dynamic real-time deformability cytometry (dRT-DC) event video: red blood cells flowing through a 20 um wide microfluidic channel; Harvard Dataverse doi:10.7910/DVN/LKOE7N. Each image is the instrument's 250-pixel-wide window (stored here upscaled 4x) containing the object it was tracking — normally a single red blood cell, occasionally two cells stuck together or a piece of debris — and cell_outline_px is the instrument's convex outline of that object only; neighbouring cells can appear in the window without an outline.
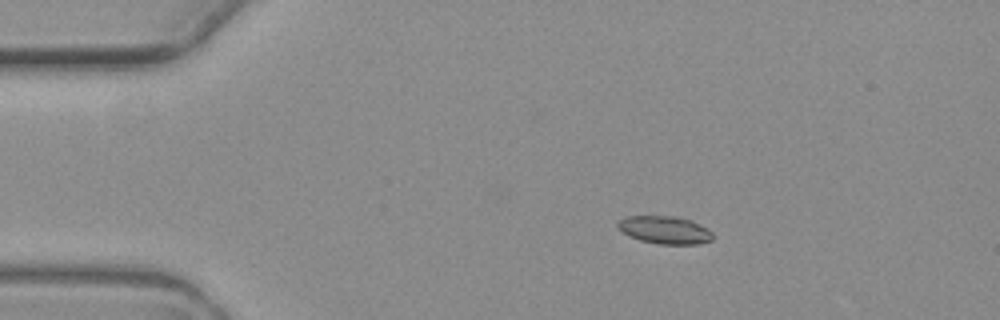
{"species": "common noctule bat (a hibernating species)", "species_latin": "Nyctalus noctula", "temperature_condition": "warm", "stored_images_in_passage": 11, "camera_frame_rate_fps": 3000, "um_per_image_px": 0.085, "animal": {"sex": "female", "body_mass_g": 19.3, "forearm_length_mm": 54.1}, "frame": {"image": 1, "passage_image": 3, "time_ms": 3.0, "image_size_px": [1000, 320], "cell_outline_px": [[712, 240], [700, 244], [660, 244], [640, 240], [624, 232], [616, 224], [624, 216], [672, 216], [692, 220], [708, 228], [712, 232]], "centroid_in_image_um": [56.55, 19.54], "position_along_channel_um": 28.4, "area_um2": 15.26}}
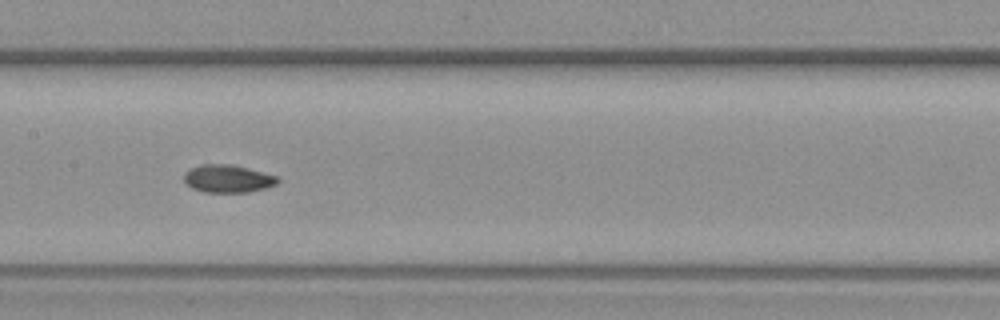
{"frame": {"image": 2, "passage_image": 8, "time_ms": 9.0, "image_size_px": [1000, 320], "cell_outline_px": [[280, 180], [276, 184], [264, 188], [248, 192], [204, 192], [192, 188], [184, 180], [184, 172], [200, 164], [232, 164], [280, 176]], "centroid_in_image_um": [19.39, 15.18], "position_along_channel_um": 188.0, "area_um2": 15.2}}
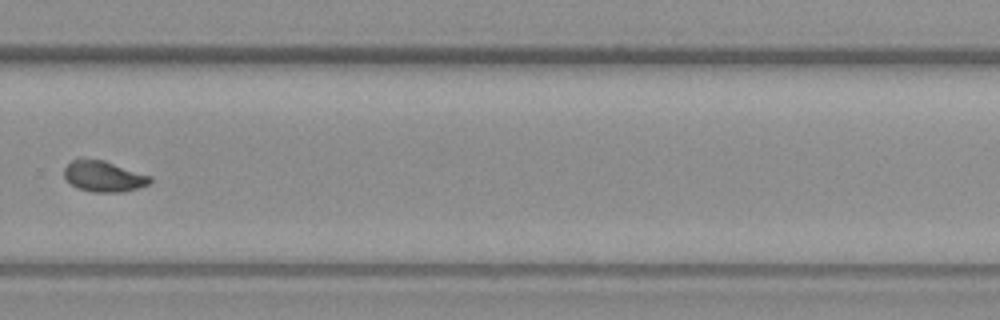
{"frame": {"image": 3, "passage_image": 11, "time_ms": 12.667, "image_size_px": [1000, 320], "cell_outline_px": [[152, 180], [148, 184], [140, 188], [124, 192], [92, 192], [76, 188], [64, 176], [64, 168], [72, 160], [104, 160], [152, 176]], "centroid_in_image_um": [8.85, 15.01], "position_along_channel_um": 320.9, "area_um2": 15.37}}